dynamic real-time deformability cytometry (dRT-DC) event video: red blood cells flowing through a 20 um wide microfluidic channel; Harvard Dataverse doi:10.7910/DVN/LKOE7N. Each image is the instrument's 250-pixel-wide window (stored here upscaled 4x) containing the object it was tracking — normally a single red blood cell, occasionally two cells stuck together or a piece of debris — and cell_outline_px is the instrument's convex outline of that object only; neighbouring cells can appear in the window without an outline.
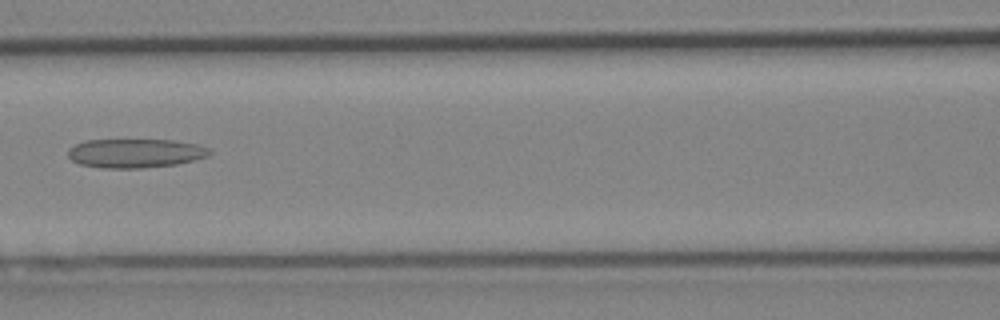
{"species": "Egyptian fruit bat (a non-hibernating species)", "species_latin": "Rousettus aegyptiacus", "temperature_condition": "cold", "stored_images_in_passage": 11, "camera_frame_rate_fps": 3000, "um_per_image_px": 0.085, "animal": {"sex": "female"}, "frame": {"image": 1, "passage_image": 10, "time_ms": 3.0, "image_size_px": [1000, 320], "cell_outline_px": [[212, 152], [208, 156], [176, 164], [144, 168], [100, 168], [80, 164], [72, 160], [68, 156], [68, 148], [84, 140], [172, 140], [196, 144], [212, 148]], "centroid_in_image_um": [11.5, 13.02], "position_along_channel_um": 155.1, "area_um2": 23.99}}
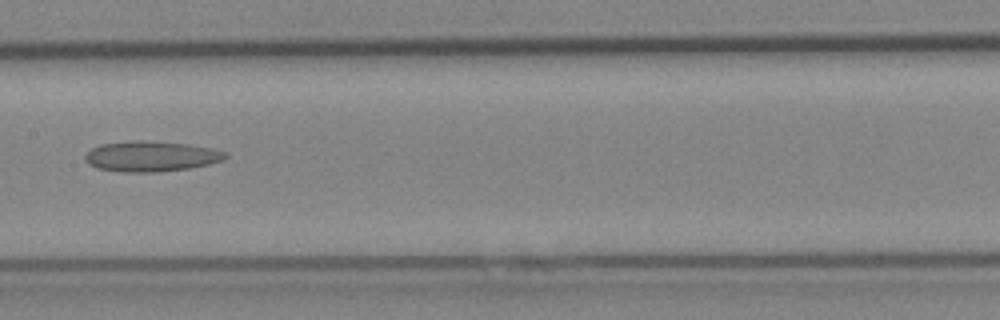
{"frame": {"image": 2, "passage_image": 11, "time_ms": 3.333, "image_size_px": [1000, 320], "cell_outline_px": [[228, 156], [224, 160], [208, 164], [188, 168], [160, 172], [120, 172], [96, 168], [88, 164], [84, 160], [84, 156], [92, 148], [100, 144], [136, 140], [140, 140], [188, 144], [212, 148], [224, 152]], "centroid_in_image_um": [12.8, 13.29], "position_along_channel_um": 194.6, "area_um2": 24.91}}